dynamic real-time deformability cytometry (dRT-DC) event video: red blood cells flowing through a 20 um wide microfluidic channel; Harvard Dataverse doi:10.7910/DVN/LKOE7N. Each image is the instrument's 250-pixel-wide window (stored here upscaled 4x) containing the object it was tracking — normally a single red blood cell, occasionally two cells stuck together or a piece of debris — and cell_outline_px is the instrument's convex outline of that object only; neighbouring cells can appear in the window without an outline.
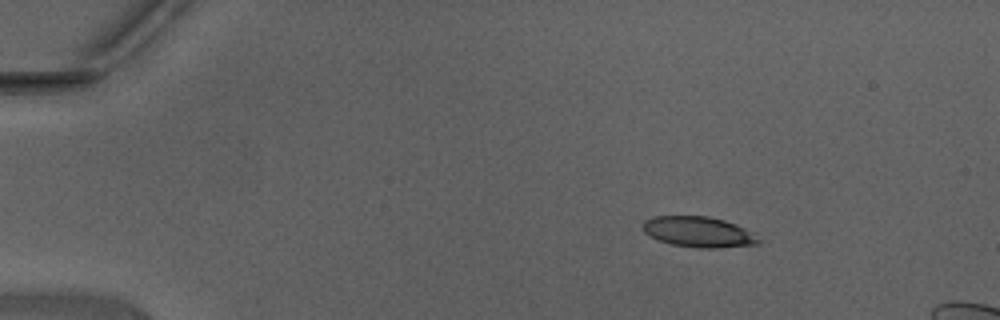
{"species": "Egyptian fruit bat (a non-hibernating species)", "species_latin": "Rousettus aegyptiacus", "temperature_condition": "warm", "stored_images_in_passage": 15, "camera_frame_rate_fps": 3000, "um_per_image_px": 0.085, "animal": {"sex": "male"}, "frame": {"image": 1, "passage_image": 7, "time_ms": 2.0, "image_size_px": [1000, 320], "cell_outline_px": [[760, 244], [716, 248], [700, 248], [672, 244], [660, 240], [644, 232], [644, 220], [652, 216], [708, 216], [724, 220], [736, 224], [756, 232], [760, 240]], "centroid_in_image_um": [59.45, 19.71], "position_along_channel_um": 25.5, "area_um2": 20.69}}